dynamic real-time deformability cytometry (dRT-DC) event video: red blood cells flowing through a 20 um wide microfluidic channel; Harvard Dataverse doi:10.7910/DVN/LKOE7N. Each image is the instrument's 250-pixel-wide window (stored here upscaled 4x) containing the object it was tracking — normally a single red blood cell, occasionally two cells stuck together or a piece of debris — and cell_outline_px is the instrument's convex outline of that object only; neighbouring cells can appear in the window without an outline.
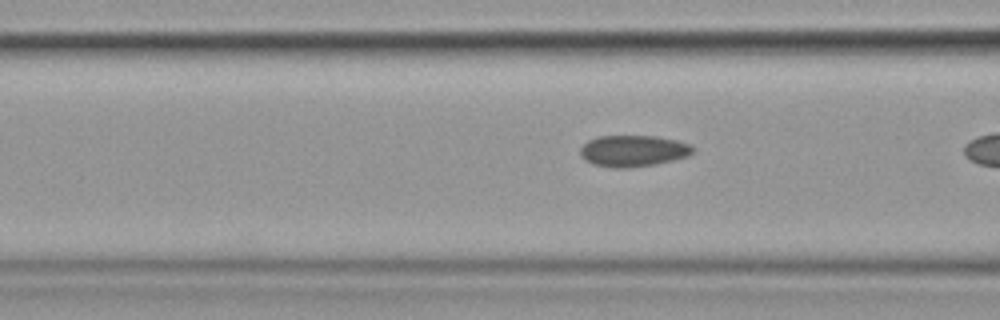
{"species": "common noctule bat (a hibernating species)", "species_latin": "Nyctalus noctula", "temperature_condition": "cold", "stored_images_in_passage": 15, "camera_frame_rate_fps": 3000, "um_per_image_px": 0.085, "animal": {"sex": "female", "body_mass_g": 19.9}, "frame": {"image": 1, "passage_image": 7, "time_ms": 2.0, "image_size_px": [1000, 320], "cell_outline_px": [[696, 148], [688, 156], [656, 164], [628, 168], [612, 168], [592, 164], [584, 160], [580, 152], [580, 148], [588, 140], [596, 136], [656, 136], [676, 140], [692, 144]], "centroid_in_image_um": [53.82, 12.82], "position_along_channel_um": 112.8, "area_um2": 20.81}}